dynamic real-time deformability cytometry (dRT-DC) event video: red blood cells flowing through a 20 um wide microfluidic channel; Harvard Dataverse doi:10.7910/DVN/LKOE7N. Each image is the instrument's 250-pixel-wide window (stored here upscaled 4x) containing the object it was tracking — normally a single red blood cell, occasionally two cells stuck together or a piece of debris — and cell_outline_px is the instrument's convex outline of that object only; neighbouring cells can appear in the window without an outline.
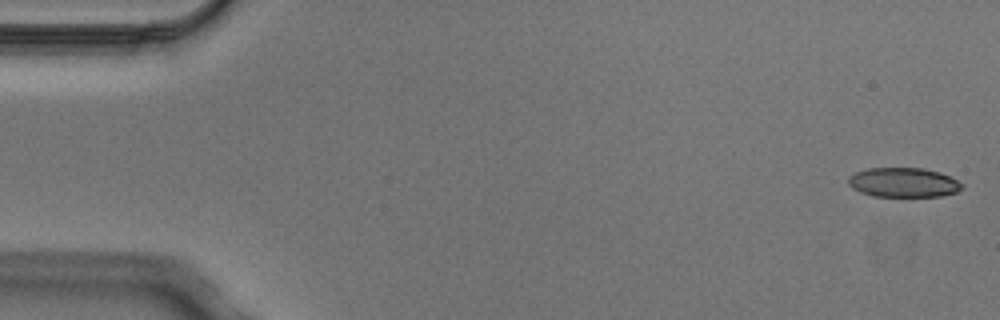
{"species": "Egyptian fruit bat (a non-hibernating species)", "species_latin": "Rousettus aegyptiacus", "temperature_condition": "cold", "stored_images_in_passage": 4, "camera_frame_rate_fps": 3000, "um_per_image_px": 0.085, "animal": {"sex": "male"}, "frame": {"image": 1, "passage_image": 1, "time_ms": 0.0, "image_size_px": [1000, 320], "cell_outline_px": [[964, 188], [956, 192], [940, 196], [872, 196], [860, 192], [852, 188], [848, 184], [848, 176], [856, 172], [868, 168], [924, 168], [940, 172], [964, 184]], "centroid_in_image_um": [76.78, 15.51], "position_along_channel_um": 8.2, "area_um2": 19.59}}
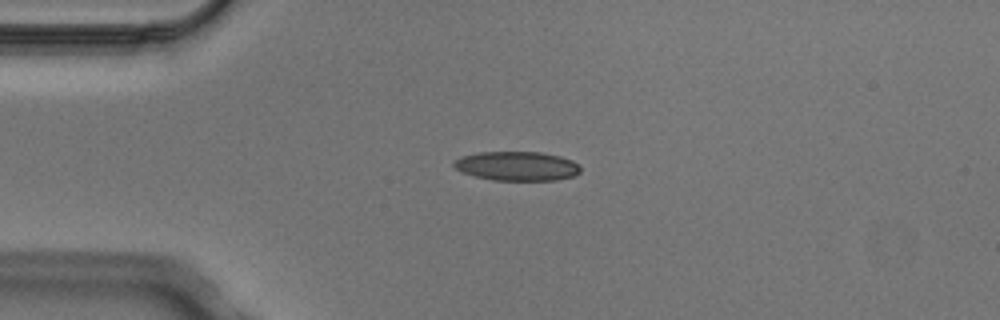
{"frame": {"image": 2, "passage_image": 4, "time_ms": 1.0, "image_size_px": [1000, 320], "cell_outline_px": [[580, 172], [572, 176], [556, 180], [492, 180], [476, 176], [464, 172], [456, 168], [452, 164], [452, 160], [460, 156], [476, 152], [540, 152], [560, 156], [572, 160], [580, 168]], "centroid_in_image_um": [43.9, 14.1], "position_along_channel_um": 41.1, "area_um2": 21.5}}